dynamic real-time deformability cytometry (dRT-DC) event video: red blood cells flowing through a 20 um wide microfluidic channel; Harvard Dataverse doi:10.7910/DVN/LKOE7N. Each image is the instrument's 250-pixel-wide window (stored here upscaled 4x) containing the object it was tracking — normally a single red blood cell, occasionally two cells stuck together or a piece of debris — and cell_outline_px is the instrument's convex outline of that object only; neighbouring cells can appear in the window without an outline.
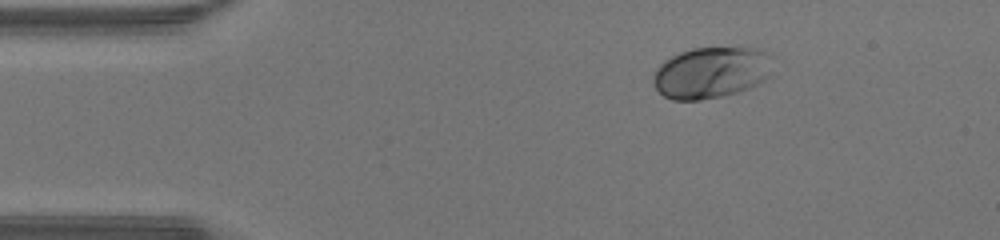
{"species": "human", "species_latin": "Homo sapiens", "temperature_condition": "warm", "stored_images_in_passage": 41, "camera_frame_rate_fps": 3000, "um_per_image_px": 0.085, "donor": {"sex": "male"}, "frame": {"image": 1, "passage_image": 1, "time_ms": 0.0, "image_size_px": [1000, 240], "cell_outline_px": [[768, 76], [764, 80], [748, 88], [736, 92], [720, 96], [700, 100], [672, 100], [664, 96], [656, 88], [652, 80], [652, 76], [656, 68], [664, 60], [680, 52], [692, 48], [756, 48], [764, 52], [768, 56]], "centroid_in_image_um": [60.35, 6.18], "position_along_channel_um": 24.6, "area_um2": 35.2}}
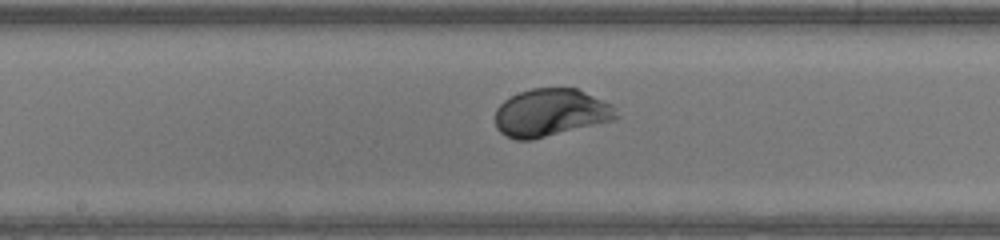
{"frame": {"image": 2, "passage_image": 18, "time_ms": 5.667, "image_size_px": [1000, 240], "cell_outline_px": [[620, 116], [616, 120], [532, 140], [516, 140], [504, 136], [496, 128], [496, 108], [504, 100], [520, 92], [532, 88], [576, 88], [612, 104]], "centroid_in_image_um": [46.82, 9.59], "position_along_channel_um": 201.4, "area_um2": 33.87}}
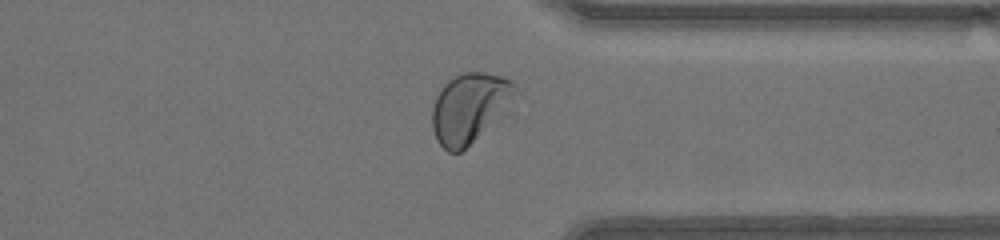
{"frame": {"image": 3, "passage_image": 30, "time_ms": 9.667, "image_size_px": [1000, 240], "cell_outline_px": [[516, 96], [500, 116], [460, 152], [448, 152], [436, 140], [432, 128], [432, 108], [436, 96], [444, 84], [448, 80], [464, 72], [484, 72], [504, 76], [512, 80], [516, 88]], "centroid_in_image_um": [39.89, 9.13], "position_along_channel_um": 371.5, "area_um2": 33.35}, "authors_computed_cell_mechanics": {"area_um2": 33.6974, "velocity_mm_per_s": 4.3271, "shape_relaxation_time_tau1_ms": 1.8144, "shape_relaxation_time_tau2_ms": 6.1724, "deformation_change_tau1": 0.146, "deformation_change_tau2": null}}